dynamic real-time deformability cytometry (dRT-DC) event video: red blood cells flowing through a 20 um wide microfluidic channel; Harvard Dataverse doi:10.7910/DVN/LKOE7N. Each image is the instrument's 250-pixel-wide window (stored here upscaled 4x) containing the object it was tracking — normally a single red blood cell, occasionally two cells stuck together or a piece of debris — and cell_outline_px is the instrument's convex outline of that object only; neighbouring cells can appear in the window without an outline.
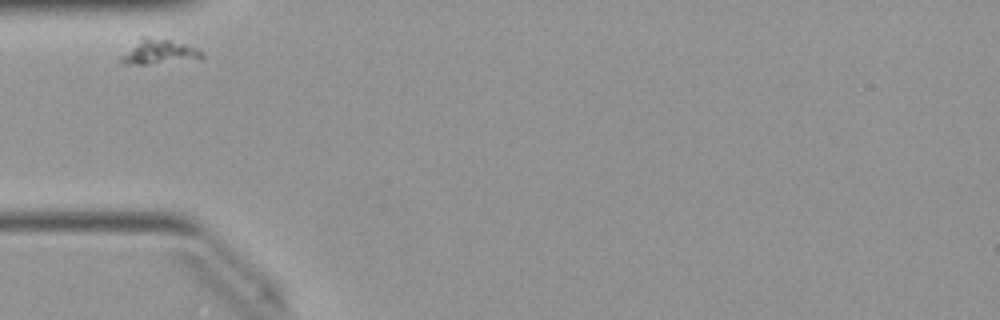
{"species": "Egyptian fruit bat (a non-hibernating species)", "species_latin": "Rousettus aegyptiacus", "temperature_condition": "warm", "stored_images_in_passage": 28, "camera_frame_rate_fps": 3000, "um_per_image_px": 0.085, "animal": {"sex": "female"}, "frame": {"image": 1, "passage_image": 1, "time_ms": 0.0, "image_size_px": [1000, 320], "cell_outline_px": [[204, 56], [200, 60], [148, 64], [124, 64], [120, 60], [120, 56], [140, 36], [144, 36], [168, 40], [184, 44], [196, 48], [204, 52]], "centroid_in_image_um": [13.52, 4.42], "position_along_channel_um": 71.5, "area_um2": 11.85}}
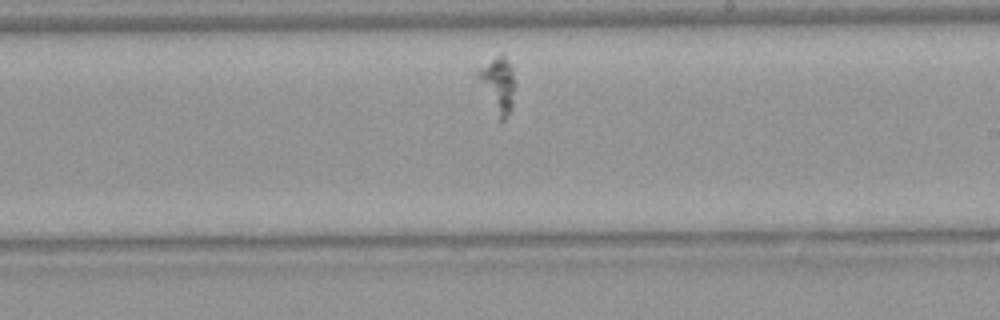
{"frame": {"image": 2, "passage_image": 16, "time_ms": 5.0, "image_size_px": [1000, 320], "cell_outline_px": [[512, 108], [508, 116], [504, 120], [500, 120], [476, 76], [476, 72], [480, 68], [496, 56], [504, 52], [512, 64]], "centroid_in_image_um": [42.32, 7.14], "position_along_channel_um": 246.7, "area_um2": 11.44}}
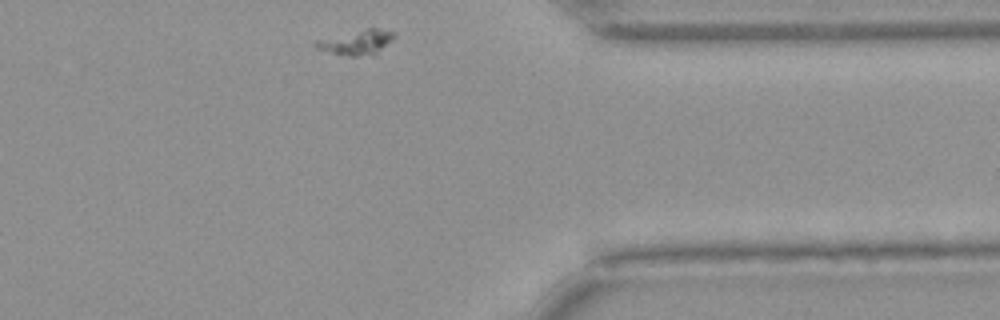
{"frame": {"image": 3, "passage_image": 28, "time_ms": 9.0, "image_size_px": [1000, 320], "cell_outline_px": [[396, 36], [392, 40], [380, 48], [372, 52], [356, 56], [348, 56], [316, 48], [316, 40], [368, 28], [380, 28], [396, 32]], "centroid_in_image_um": [30.33, 3.55], "position_along_channel_um": 381.1, "area_um2": 10.64}}